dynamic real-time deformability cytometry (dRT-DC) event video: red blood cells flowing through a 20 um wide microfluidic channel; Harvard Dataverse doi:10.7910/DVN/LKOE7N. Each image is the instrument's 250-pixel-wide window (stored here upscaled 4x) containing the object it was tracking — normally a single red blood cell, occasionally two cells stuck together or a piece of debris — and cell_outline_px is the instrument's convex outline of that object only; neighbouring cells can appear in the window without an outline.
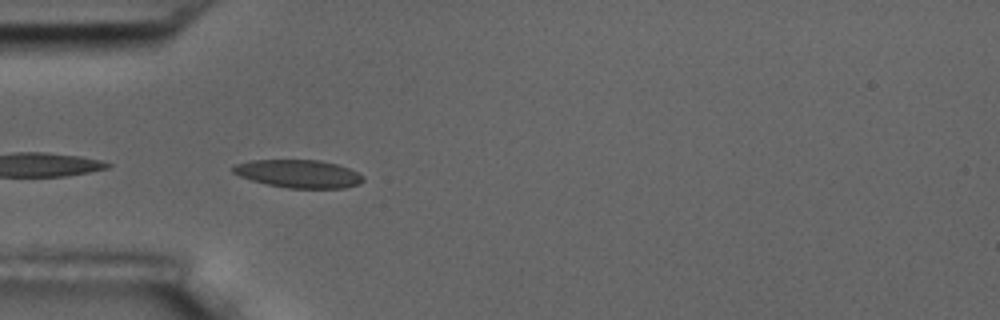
{"species": "common noctule bat (a hibernating species)", "species_latin": "Nyctalus noctula", "temperature_condition": "room temperature", "stored_images_in_passage": 6, "camera_frame_rate_fps": 3000, "um_per_image_px": 0.085, "animal": {"sex": "male", "body_mass_g": 17.5, "forearm_length_mm": 52.3}, "frame": {"image": 1, "passage_image": 5, "time_ms": 5.333, "image_size_px": [1000, 320], "cell_outline_px": [[364, 180], [360, 184], [344, 188], [288, 188], [268, 184], [252, 180], [240, 176], [232, 172], [232, 168], [236, 164], [252, 160], [320, 160], [336, 164], [348, 168], [364, 176]], "centroid_in_image_um": [25.4, 14.77], "position_along_channel_um": 59.6, "area_um2": 21.1}}